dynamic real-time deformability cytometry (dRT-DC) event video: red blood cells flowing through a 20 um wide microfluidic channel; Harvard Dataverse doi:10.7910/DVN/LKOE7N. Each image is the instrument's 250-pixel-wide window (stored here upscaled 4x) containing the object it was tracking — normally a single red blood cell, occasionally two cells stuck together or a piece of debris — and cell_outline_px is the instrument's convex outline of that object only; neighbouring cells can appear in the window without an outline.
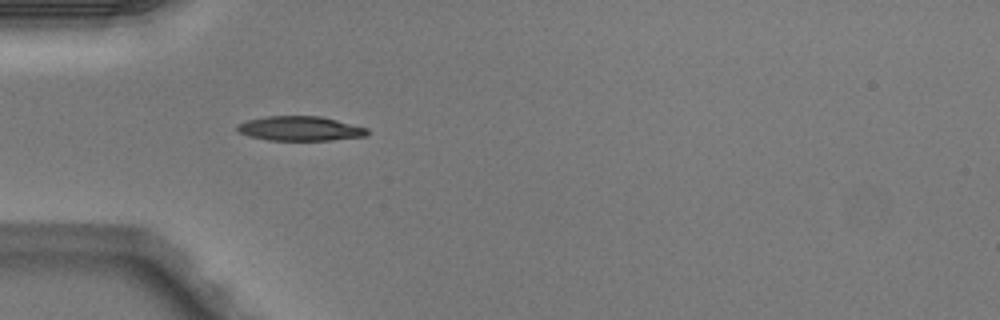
{"species": "Egyptian fruit bat (a non-hibernating species)", "species_latin": "Rousettus aegyptiacus", "temperature_condition": "warm", "stored_images_in_passage": 4, "camera_frame_rate_fps": 3000, "um_per_image_px": 0.085, "animal": {"sex": "male"}, "frame": {"image": 1, "passage_image": 4, "time_ms": 1.0, "image_size_px": [1000, 320], "cell_outline_px": [[368, 136], [332, 140], [268, 140], [248, 136], [240, 132], [236, 128], [236, 124], [248, 120], [268, 116], [320, 116], [368, 128]], "centroid_in_image_um": [25.51, 10.93], "position_along_channel_um": 59.5, "area_um2": 18.55}}